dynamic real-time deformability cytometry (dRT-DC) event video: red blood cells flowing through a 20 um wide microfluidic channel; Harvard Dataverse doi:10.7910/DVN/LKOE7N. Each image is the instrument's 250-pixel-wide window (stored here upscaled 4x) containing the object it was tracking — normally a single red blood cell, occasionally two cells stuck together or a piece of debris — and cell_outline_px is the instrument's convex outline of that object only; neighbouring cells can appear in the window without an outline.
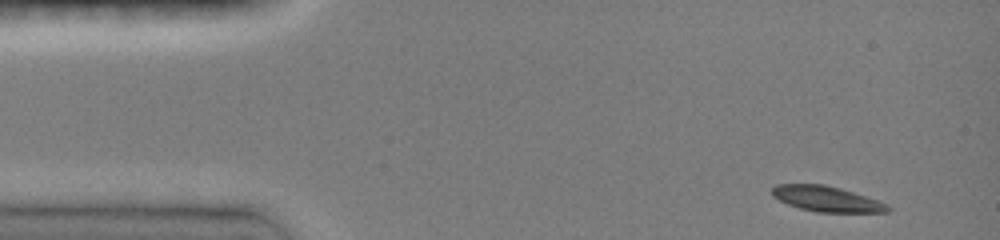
{"species": "common noctule bat (a hibernating species)", "species_latin": "Nyctalus noctula", "temperature_condition": "room temperature", "stored_images_in_passage": 7, "camera_frame_rate_fps": 3000, "um_per_image_px": 0.085, "animal": {"sex": "female", "body_mass_g": 19.0, "forearm_length_mm": 51.5}, "frame": {"image": 1, "passage_image": 1, "time_ms": 0.0, "image_size_px": [1000, 240], "cell_outline_px": [[892, 208], [888, 212], [816, 212], [800, 208], [788, 204], [772, 196], [772, 188], [776, 184], [824, 184], [840, 188], [888, 204]], "centroid_in_image_um": [70.25, 16.91], "position_along_channel_um": 14.7, "area_um2": 16.99}}